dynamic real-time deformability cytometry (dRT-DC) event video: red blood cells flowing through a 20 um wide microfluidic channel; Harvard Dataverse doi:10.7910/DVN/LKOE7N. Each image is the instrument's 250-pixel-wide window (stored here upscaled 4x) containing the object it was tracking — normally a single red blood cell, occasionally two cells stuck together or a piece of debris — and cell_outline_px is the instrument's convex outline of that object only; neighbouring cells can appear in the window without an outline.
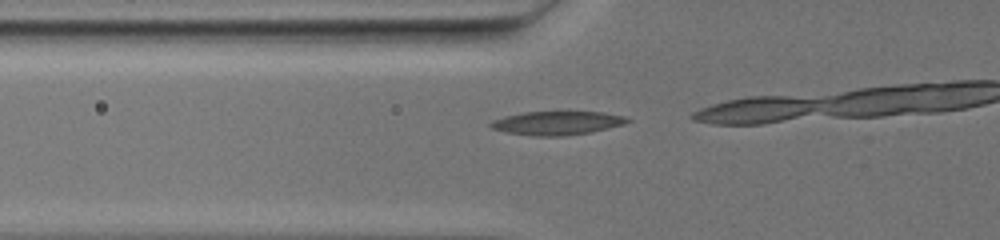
{"species": "common noctule bat (a hibernating species)", "species_latin": "Nyctalus noctula", "temperature_condition": "warm", "stored_images_in_passage": 29, "camera_frame_rate_fps": 3000, "um_per_image_px": 0.085, "animal": {"sex": "female", "body_mass_g": 19.5, "forearm_length_mm": 54.1}, "frame": {"image": 1, "passage_image": 24, "time_ms": 7.667, "image_size_px": [1000, 240], "cell_outline_px": [[632, 120], [620, 124], [588, 132], [560, 136], [536, 136], [508, 132], [492, 128], [488, 124], [492, 120], [504, 116], [524, 112], [604, 112], [624, 116]], "centroid_in_image_um": [47.29, 10.44], "position_along_channel_um": 78.5, "area_um2": 18.38}}
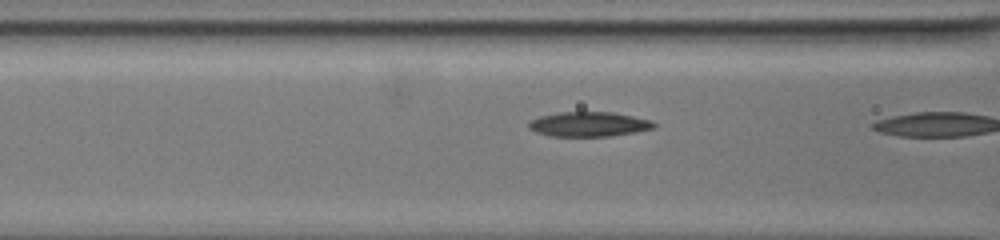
{"frame": {"image": 2, "passage_image": 28, "time_ms": 9.0, "image_size_px": [1000, 240], "cell_outline_px": [[656, 128], [636, 132], [608, 136], [552, 136], [536, 132], [528, 128], [528, 120], [540, 116], [556, 112], [612, 112], [632, 116], [648, 120], [656, 124]], "centroid_in_image_um": [50.01, 10.55], "position_along_channel_um": 116.6, "area_um2": 18.03}}